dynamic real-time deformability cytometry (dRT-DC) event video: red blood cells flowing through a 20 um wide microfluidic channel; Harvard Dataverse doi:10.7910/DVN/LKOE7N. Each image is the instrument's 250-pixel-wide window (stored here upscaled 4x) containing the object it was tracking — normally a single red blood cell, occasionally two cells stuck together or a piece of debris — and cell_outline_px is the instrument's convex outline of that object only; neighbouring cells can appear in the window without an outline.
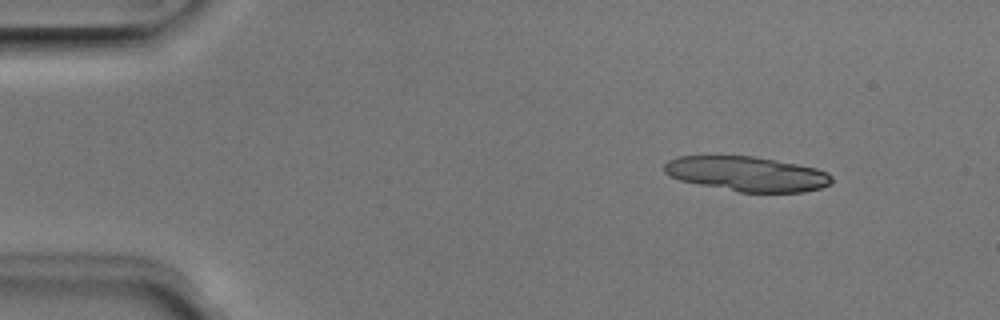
{"species": "Egyptian fruit bat (a non-hibernating species)", "species_latin": "Rousettus aegyptiacus", "temperature_condition": "room temperature", "stored_images_in_passage": 6, "camera_frame_rate_fps": 3000, "um_per_image_px": 0.085, "animal": {"sex": "male"}, "frame": {"image": 1, "passage_image": 1, "time_ms": 0.0, "image_size_px": [1000, 320], "cell_outline_px": [[832, 180], [828, 184], [820, 188], [804, 192], [740, 192], [680, 180], [668, 176], [664, 172], [664, 164], [668, 160], [676, 156], [752, 156], [796, 164], [816, 168], [828, 172], [832, 176]], "centroid_in_image_um": [63.47, 14.77], "position_along_channel_um": 21.5, "area_um2": 33.76}}
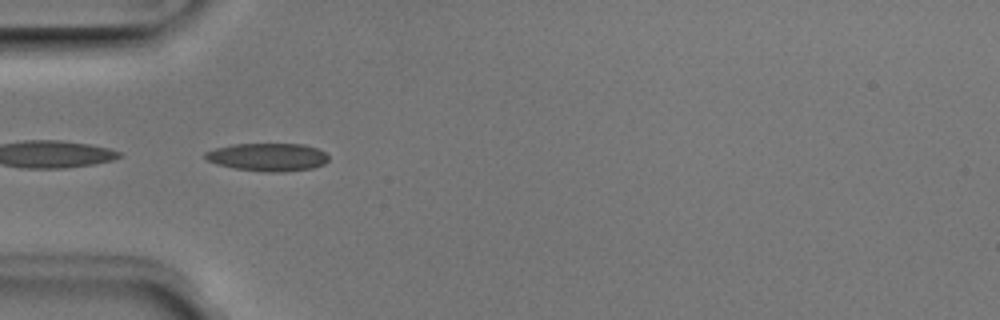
{"frame": {"image": 2, "passage_image": 4, "time_ms": 1.0, "image_size_px": [1000, 320], "cell_outline_px": [[328, 160], [324, 164], [312, 168], [284, 172], [264, 172], [236, 168], [216, 164], [208, 160], [204, 156], [204, 152], [216, 148], [232, 144], [304, 144], [316, 148], [324, 152], [328, 156]], "centroid_in_image_um": [22.76, 13.35], "position_along_channel_um": 62.2, "area_um2": 20.06}}
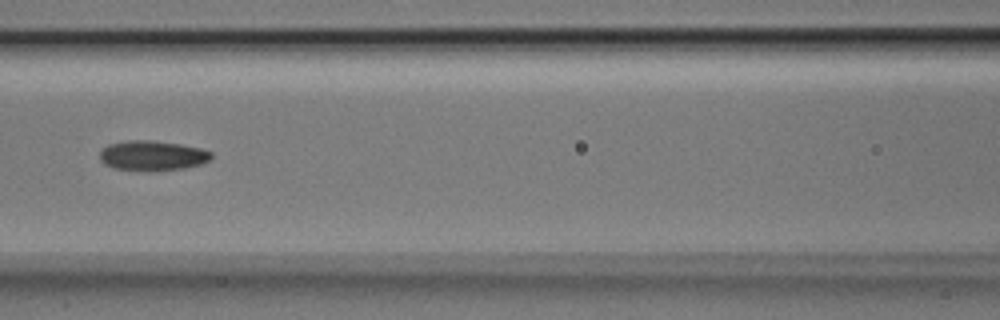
{"frame": {"image": 3, "passage_image": 6, "time_ms": 1.667, "image_size_px": [1000, 320], "cell_outline_px": [[212, 156], [208, 160], [200, 164], [184, 168], [112, 168], [104, 164], [100, 160], [100, 148], [108, 144], [128, 140], [152, 140], [180, 144], [200, 148], [212, 152]], "centroid_in_image_um": [12.91, 13.17], "position_along_channel_um": 153.7, "area_um2": 18.73}}